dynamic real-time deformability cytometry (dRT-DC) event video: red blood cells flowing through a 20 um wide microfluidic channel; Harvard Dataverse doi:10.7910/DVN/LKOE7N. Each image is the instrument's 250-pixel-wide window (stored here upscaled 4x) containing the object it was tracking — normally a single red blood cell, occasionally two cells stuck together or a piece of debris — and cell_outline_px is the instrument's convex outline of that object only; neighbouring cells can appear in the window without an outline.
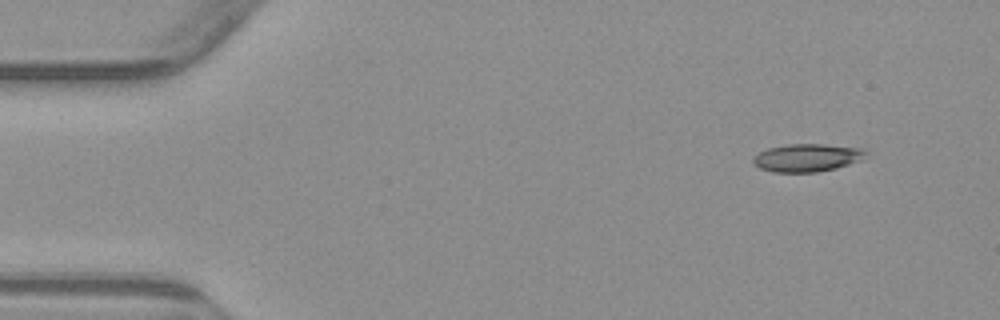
{"species": "common noctule bat (a hibernating species)", "species_latin": "Nyctalus noctula", "temperature_condition": "warm", "stored_images_in_passage": 3, "camera_frame_rate_fps": 3000, "um_per_image_px": 0.085, "animal": {"sex": "male", "body_mass_g": 23.1, "forearm_length_mm": 52.7}, "frame": {"image": 1, "passage_image": 1, "time_ms": 0.0, "image_size_px": [1000, 320], "cell_outline_px": [[868, 152], [864, 160], [836, 168], [816, 172], [772, 172], [760, 168], [752, 164], [752, 160], [760, 152], [768, 148], [788, 144], [824, 144], [864, 148]], "centroid_in_image_um": [68.66, 13.4], "position_along_channel_um": 16.3, "area_um2": 18.5}}
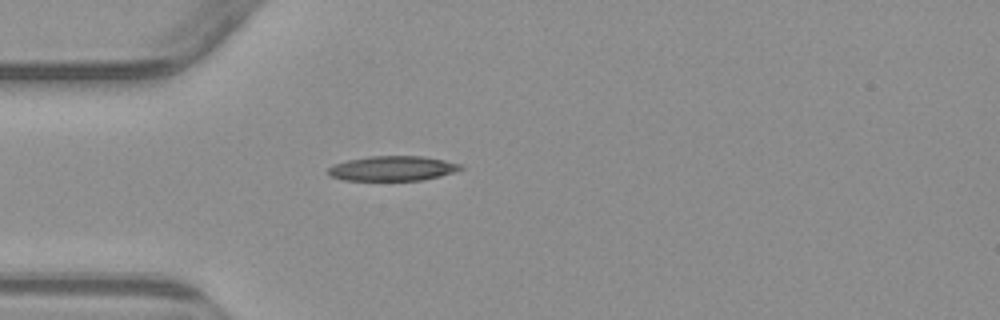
{"frame": {"image": 2, "passage_image": 3, "time_ms": 3.333, "image_size_px": [1000, 320], "cell_outline_px": [[464, 168], [440, 176], [420, 180], [344, 180], [328, 176], [328, 168], [336, 164], [348, 160], [368, 156], [424, 156], [464, 164]], "centroid_in_image_um": [33.38, 14.31], "position_along_channel_um": 51.6, "area_um2": 19.13}}